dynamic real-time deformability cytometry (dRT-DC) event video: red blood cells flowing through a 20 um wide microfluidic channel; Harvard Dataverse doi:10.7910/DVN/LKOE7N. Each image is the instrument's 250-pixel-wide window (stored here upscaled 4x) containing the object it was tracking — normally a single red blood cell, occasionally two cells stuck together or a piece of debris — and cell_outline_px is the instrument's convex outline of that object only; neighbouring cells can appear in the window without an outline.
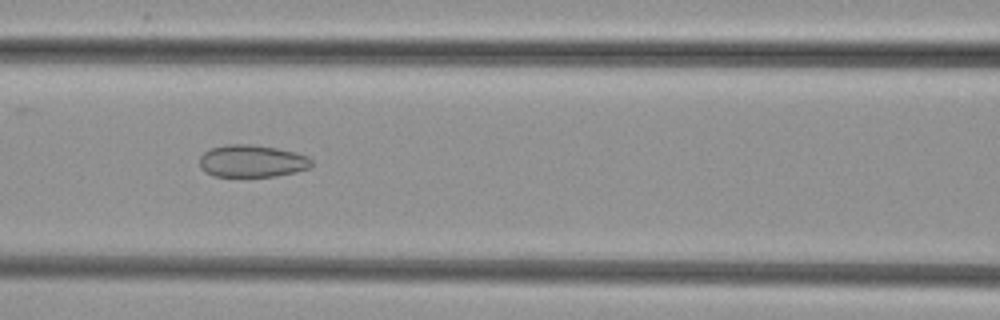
{"species": "common noctule bat (a hibernating species)", "species_latin": "Nyctalus noctula", "temperature_condition": "cold", "stored_images_in_passage": 43, "camera_frame_rate_fps": 3000, "um_per_image_px": 0.085, "animal": {"sex": "female", "body_mass_g": 29.2, "forearm_length_mm": 56.3}, "frame": {"image": 1, "passage_image": 14, "time_ms": 4.333, "image_size_px": [1000, 320], "cell_outline_px": [[312, 168], [296, 172], [276, 176], [212, 176], [204, 172], [200, 168], [200, 156], [204, 152], [212, 148], [228, 144], [252, 144], [276, 148], [296, 152], [308, 156], [312, 160]], "centroid_in_image_um": [21.44, 13.69], "position_along_channel_um": 145.2, "area_um2": 21.27}}
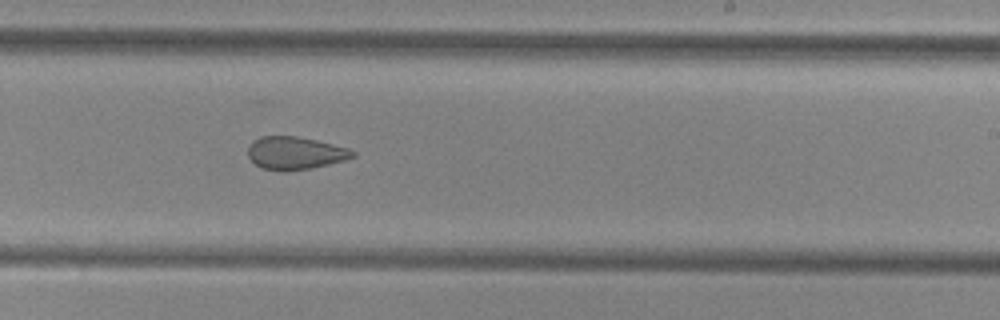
{"frame": {"image": 2, "passage_image": 23, "time_ms": 7.333, "image_size_px": [1000, 320], "cell_outline_px": [[356, 156], [344, 160], [312, 168], [288, 172], [280, 172], [260, 168], [248, 156], [248, 148], [252, 140], [260, 136], [296, 136], [316, 140], [348, 148], [356, 152]], "centroid_in_image_um": [25.06, 13.02], "position_along_channel_um": 263.9, "area_um2": 20.23}}
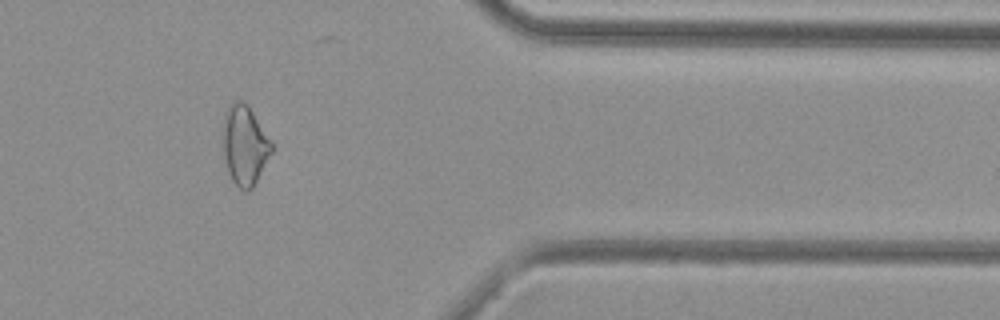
{"frame": {"image": 3, "passage_image": 34, "time_ms": 11.0, "image_size_px": [1000, 320], "cell_outline_px": [[272, 152], [252, 188], [248, 192], [244, 192], [232, 180], [228, 172], [224, 156], [224, 112], [228, 104], [232, 100], [244, 100], [248, 104], [272, 140]], "centroid_in_image_um": [20.81, 12.29], "position_along_channel_um": 390.6, "area_um2": 22.72}}